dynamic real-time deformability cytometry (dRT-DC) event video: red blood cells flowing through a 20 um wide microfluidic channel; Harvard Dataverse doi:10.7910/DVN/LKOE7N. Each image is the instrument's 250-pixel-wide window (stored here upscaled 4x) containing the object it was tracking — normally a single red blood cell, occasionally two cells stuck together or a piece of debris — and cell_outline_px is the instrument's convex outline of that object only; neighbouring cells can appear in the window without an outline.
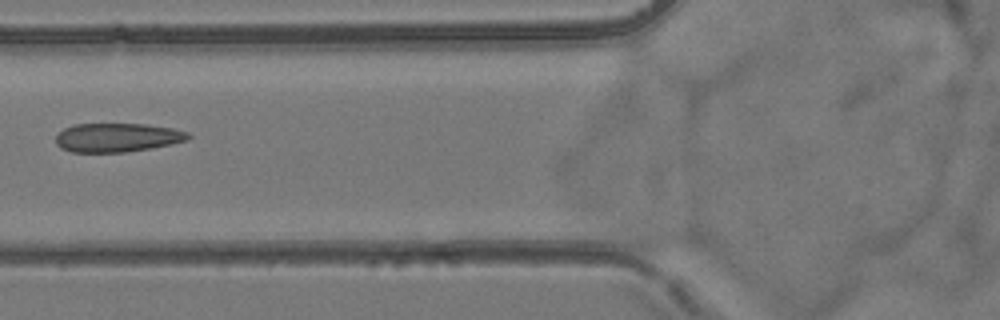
{"species": "common noctule bat (a hibernating species)", "species_latin": "Nyctalus noctula", "temperature_condition": "room temperature", "stored_images_in_passage": 5, "camera_frame_rate_fps": 3000, "um_per_image_px": 0.085, "animal": {"sex": "female", "body_mass_g": 24.6, "forearm_length_mm": 56.2}, "frame": {"image": 1, "passage_image": 5, "time_ms": 6.0, "image_size_px": [1000, 320], "cell_outline_px": [[192, 136], [188, 140], [172, 144], [152, 148], [124, 152], [72, 152], [60, 148], [56, 144], [56, 136], [64, 128], [72, 124], [144, 124], [172, 128], [188, 132]], "centroid_in_image_um": [9.97, 11.69], "position_along_channel_um": 115.8, "area_um2": 22.37}}